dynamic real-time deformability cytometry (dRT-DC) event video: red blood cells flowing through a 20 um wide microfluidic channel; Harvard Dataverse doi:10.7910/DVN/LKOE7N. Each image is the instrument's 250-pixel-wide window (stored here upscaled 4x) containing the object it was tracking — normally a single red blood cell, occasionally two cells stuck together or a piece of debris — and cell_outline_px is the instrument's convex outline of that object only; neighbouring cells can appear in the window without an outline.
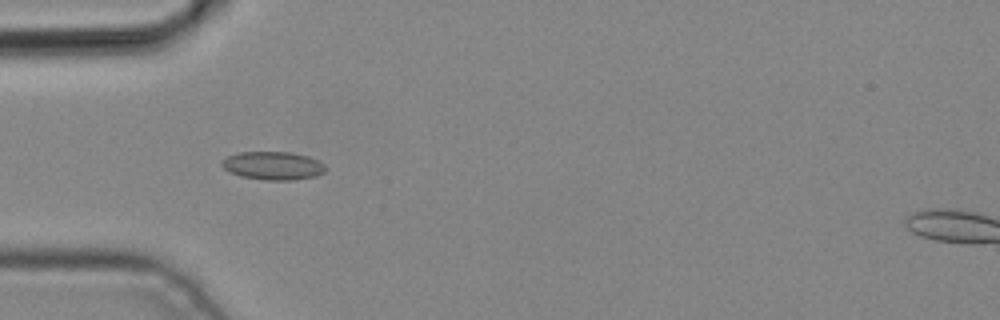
{"species": "common noctule bat (a hibernating species)", "species_latin": "Nyctalus noctula", "temperature_condition": "cold", "stored_images_in_passage": 4, "camera_frame_rate_fps": 3000, "um_per_image_px": 0.085, "animal": {"sex": "male", "body_mass_g": 19.2, "forearm_length_mm": 51.8}, "frame": {"image": 1, "passage_image": 3, "time_ms": 0.667, "image_size_px": [1000, 320], "cell_outline_px": [[328, 168], [324, 172], [316, 176], [292, 180], [264, 180], [240, 176], [224, 168], [220, 164], [220, 160], [228, 156], [240, 152], [292, 152], [308, 156], [324, 164]], "centroid_in_image_um": [23.21, 14.08], "position_along_channel_um": 61.8, "area_um2": 17.11}}
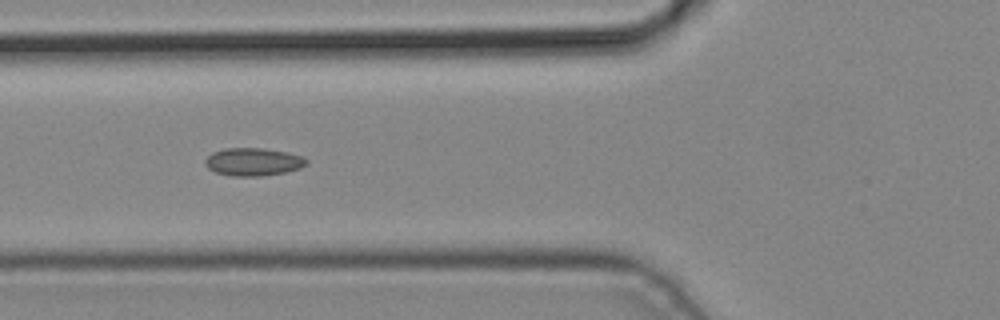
{"frame": {"image": 2, "passage_image": 4, "time_ms": 1.0, "image_size_px": [1000, 320], "cell_outline_px": [[308, 164], [300, 168], [284, 172], [260, 176], [232, 176], [216, 172], [208, 168], [204, 164], [204, 160], [212, 152], [224, 148], [264, 148], [288, 152], [304, 156], [308, 160]], "centroid_in_image_um": [21.53, 13.74], "position_along_channel_um": 104.3, "area_um2": 16.59}}